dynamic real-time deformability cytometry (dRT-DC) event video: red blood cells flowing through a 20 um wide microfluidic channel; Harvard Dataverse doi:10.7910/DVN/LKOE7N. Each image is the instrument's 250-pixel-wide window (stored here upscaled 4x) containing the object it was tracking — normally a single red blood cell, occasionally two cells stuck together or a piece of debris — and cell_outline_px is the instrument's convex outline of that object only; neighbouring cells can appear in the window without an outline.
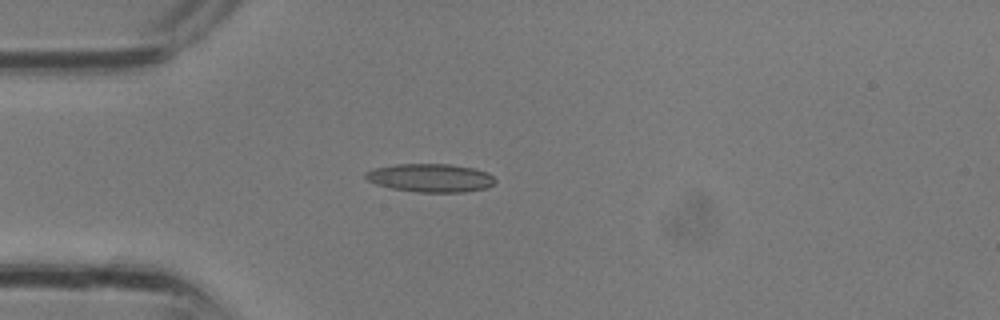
{"species": "common noctule bat (a hibernating species)", "species_latin": "Nyctalus noctula", "temperature_condition": "room temperature", "stored_images_in_passage": 13, "camera_frame_rate_fps": 3000, "um_per_image_px": 0.085, "animal": {"sex": "male", "body_mass_g": 13.3}, "frame": {"image": 1, "passage_image": 8, "time_ms": 2.333, "image_size_px": [1000, 320], "cell_outline_px": [[496, 180], [492, 184], [484, 188], [464, 192], [416, 192], [392, 188], [376, 184], [368, 180], [364, 176], [364, 172], [372, 168], [396, 164], [448, 164], [472, 168], [484, 172], [492, 176]], "centroid_in_image_um": [36.52, 15.12], "position_along_channel_um": 48.5, "area_um2": 21.21}}
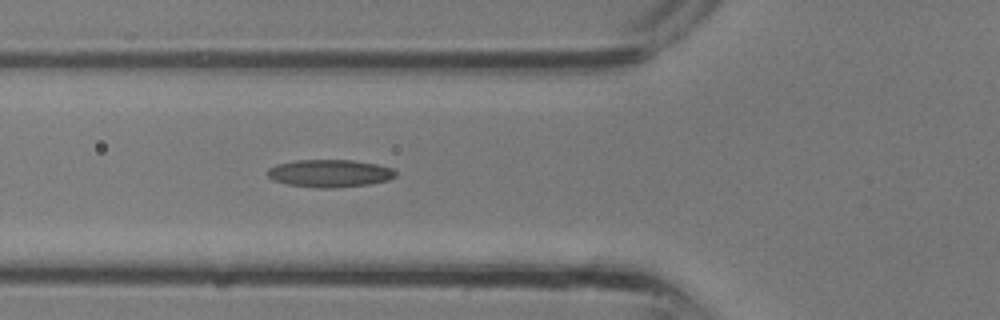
{"frame": {"image": 2, "passage_image": 11, "time_ms": 3.333, "image_size_px": [1000, 320], "cell_outline_px": [[396, 176], [388, 180], [368, 184], [332, 188], [320, 188], [288, 184], [272, 180], [268, 176], [268, 168], [276, 164], [296, 160], [352, 160], [376, 164], [392, 168], [396, 172]], "centroid_in_image_um": [28.01, 14.73], "position_along_channel_um": 97.8, "area_um2": 20.52}}
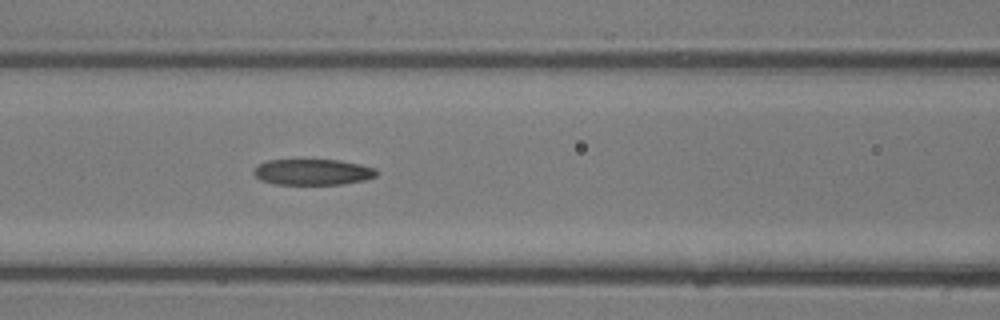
{"frame": {"image": 3, "passage_image": 13, "time_ms": 4.0, "image_size_px": [1000, 320], "cell_outline_px": [[376, 176], [364, 180], [340, 184], [276, 184], [260, 180], [252, 172], [256, 164], [268, 160], [340, 160], [360, 164], [376, 168]], "centroid_in_image_um": [26.54, 14.61], "position_along_channel_um": 140.1, "area_um2": 18.55}}